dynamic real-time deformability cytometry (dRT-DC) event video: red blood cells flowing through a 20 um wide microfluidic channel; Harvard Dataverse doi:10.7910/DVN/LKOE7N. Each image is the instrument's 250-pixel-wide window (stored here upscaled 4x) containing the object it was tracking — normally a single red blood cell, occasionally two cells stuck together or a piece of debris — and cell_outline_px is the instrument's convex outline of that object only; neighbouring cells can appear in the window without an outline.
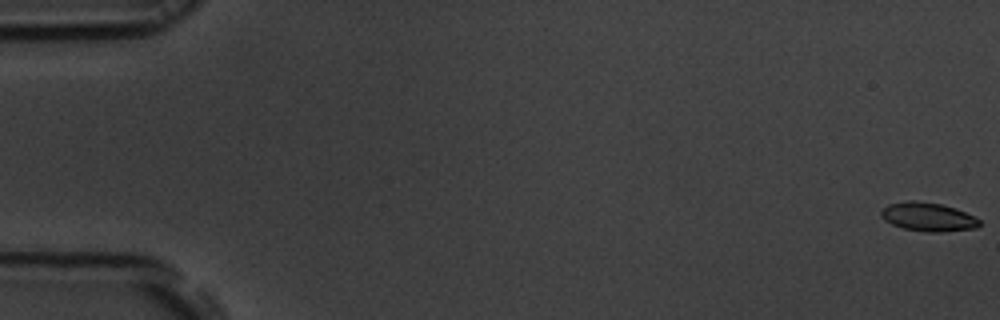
{"species": "common noctule bat (a hibernating species)", "species_latin": "Nyctalus noctula", "temperature_condition": "room temperature", "stored_images_in_passage": 56, "camera_frame_rate_fps": 3000, "um_per_image_px": 0.085, "animal": {"sex": "male", "body_mass_g": 19.5, "forearm_length_mm": 54.6}, "frame": {"image": 1, "passage_image": 1, "time_ms": 0.0, "image_size_px": [1000, 320], "cell_outline_px": [[980, 224], [976, 228], [940, 232], [924, 232], [904, 228], [892, 224], [884, 220], [880, 216], [880, 212], [888, 204], [908, 200], [916, 200], [940, 204], [956, 208], [976, 216], [980, 220]], "centroid_in_image_um": [78.89, 18.43], "position_along_channel_um": 6.1, "area_um2": 16.59}}
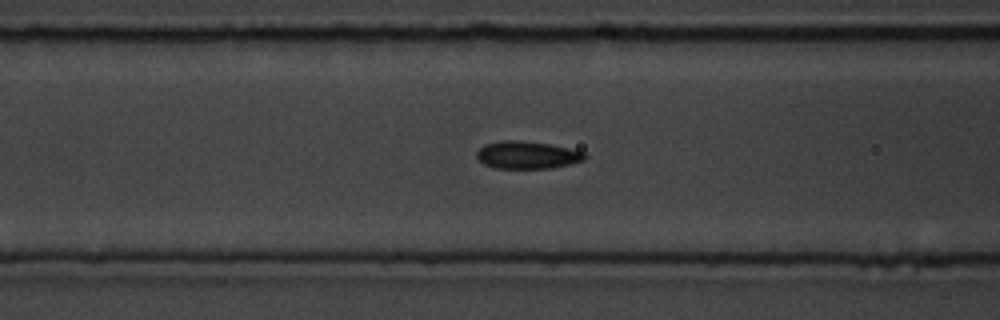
{"frame": {"image": 2, "passage_image": 23, "time_ms": 7.333, "image_size_px": [1000, 320], "cell_outline_px": [[588, 156], [584, 160], [552, 168], [496, 168], [484, 164], [476, 156], [476, 152], [484, 144], [504, 140], [516, 140], [548, 144], [568, 148], [584, 152]], "centroid_in_image_um": [44.8, 13.17], "position_along_channel_um": 121.8, "area_um2": 17.17}}
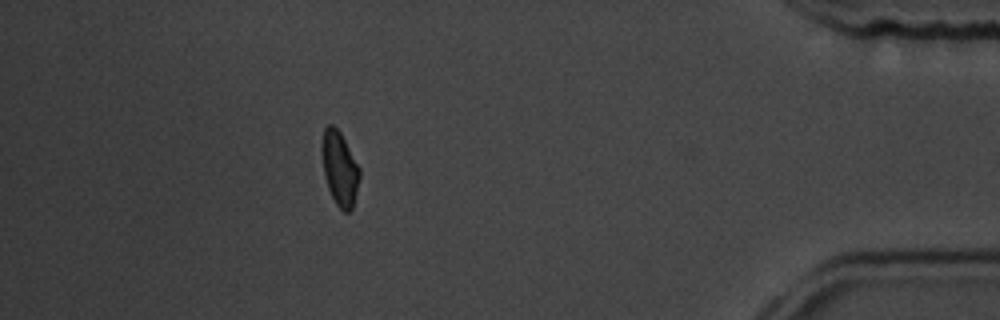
{"frame": {"image": 3, "passage_image": 50, "time_ms": 16.333, "image_size_px": [1000, 320], "cell_outline_px": [[360, 176], [352, 208], [348, 212], [344, 212], [336, 204], [328, 188], [324, 176], [320, 148], [324, 128], [328, 124], [332, 124], [340, 132], [360, 168]], "centroid_in_image_um": [28.84, 14.29], "position_along_channel_um": 406.4, "area_um2": 16.3}, "authors_computed_cell_mechanics": {"area_um2": 16.5019, "velocity_mm_per_s": 3.7143, "shape_relaxation_time_tau1_ms": 2.5869, "shape_relaxation_time_tau2_ms": 1.7771, "deformation_change_tau1": 0.1004, "deformation_change_tau2": 0.0536}}